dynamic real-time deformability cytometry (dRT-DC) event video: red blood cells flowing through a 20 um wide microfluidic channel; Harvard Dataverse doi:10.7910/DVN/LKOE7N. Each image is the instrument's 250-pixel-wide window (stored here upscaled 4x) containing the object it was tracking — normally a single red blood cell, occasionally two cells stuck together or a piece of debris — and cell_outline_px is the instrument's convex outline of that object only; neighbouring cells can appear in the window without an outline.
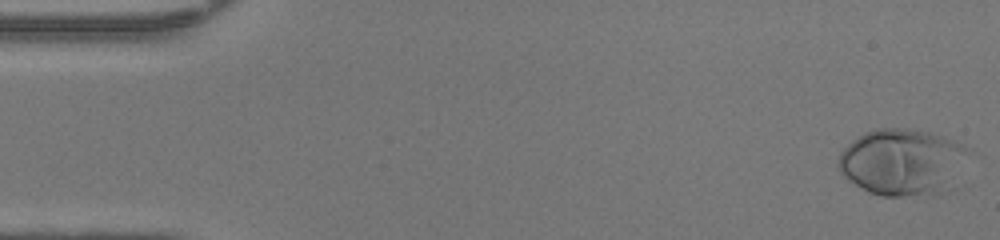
{"species": "human", "species_latin": "Homo sapiens", "temperature_condition": "warm", "stored_images_in_passage": 45, "camera_frame_rate_fps": 3000, "um_per_image_px": 0.085, "donor": {"sex": "female"}, "frame": {"image": 1, "passage_image": 1, "time_ms": 0.0, "image_size_px": [1000, 240], "cell_outline_px": [[972, 152], [948, 188], [944, 192], [932, 196], [880, 196], [868, 192], [848, 180], [840, 172], [836, 164], [840, 152], [852, 140], [864, 132], [876, 128], [904, 128], [932, 132], [944, 136], [972, 148]], "centroid_in_image_um": [76.71, 13.77], "position_along_channel_um": 8.3, "area_um2": 51.33}}
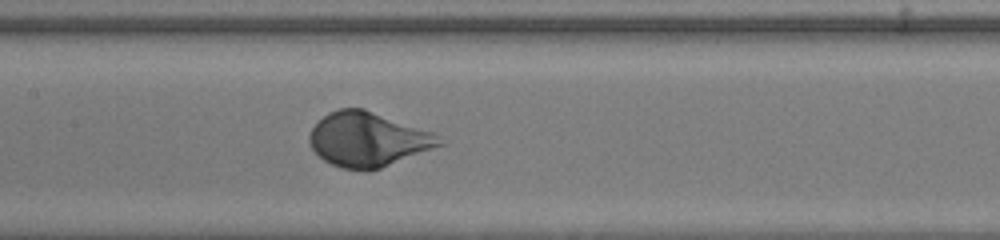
{"frame": {"image": 2, "passage_image": 23, "time_ms": 7.333, "image_size_px": [1000, 240], "cell_outline_px": [[444, 144], [380, 168], [368, 172], [340, 168], [324, 160], [312, 148], [308, 140], [308, 136], [312, 128], [328, 112], [340, 108], [364, 108], [432, 132]], "centroid_in_image_um": [31.23, 11.86], "position_along_channel_um": 176.2, "area_um2": 40.86}}
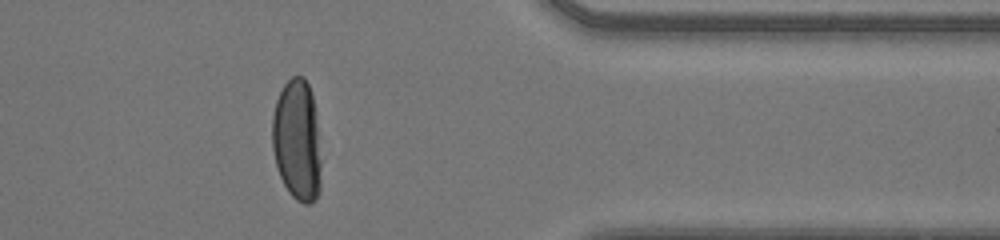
{"frame": {"image": 3, "passage_image": 39, "time_ms": 12.667, "image_size_px": [1000, 240], "cell_outline_px": [[320, 192], [316, 200], [308, 204], [304, 204], [296, 200], [288, 192], [280, 176], [276, 164], [272, 148], [272, 116], [276, 100], [284, 84], [292, 76], [304, 76], [308, 84], [312, 96], [316, 124], [320, 160]], "centroid_in_image_um": [25.23, 11.96], "position_along_channel_um": 386.2, "area_um2": 34.45}, "authors_computed_cell_mechanics": {"area_um2": 40.749, "velocity_mm_per_s": 4.2866, "shape_relaxation_time_tau1_ms": 2.6787, "shape_relaxation_time_tau2_ms": null, "deformation_change_tau1": 0.2132, "deformation_change_tau2": null}}